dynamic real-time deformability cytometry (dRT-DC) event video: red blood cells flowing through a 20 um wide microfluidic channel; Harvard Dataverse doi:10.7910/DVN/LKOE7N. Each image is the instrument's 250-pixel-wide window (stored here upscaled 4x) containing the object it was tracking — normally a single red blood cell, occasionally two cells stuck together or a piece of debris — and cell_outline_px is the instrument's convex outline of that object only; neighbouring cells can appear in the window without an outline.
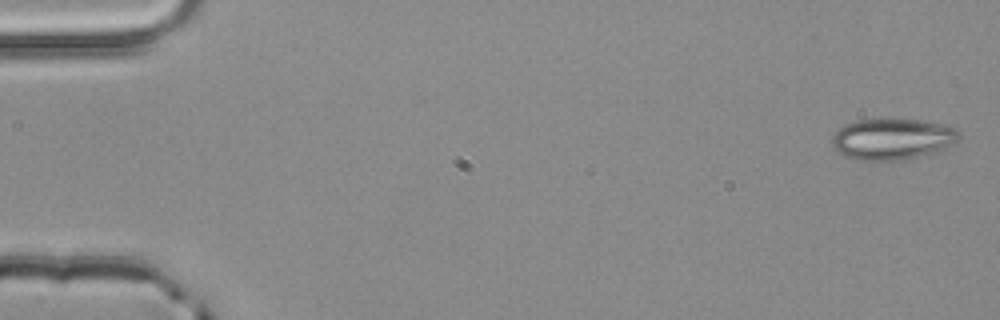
{"species": "common noctule bat (a hibernating species)", "species_latin": "Nyctalus noctula", "temperature_condition": "room temperature", "stored_images_in_passage": 4, "camera_frame_rate_fps": 3000, "um_per_image_px": 0.085, "animal": {"sex": "male", "body_mass_g": 20.4}, "frame": {"image": 1, "passage_image": 1, "time_ms": 0.0, "image_size_px": [1000, 320], "cell_outline_px": [[960, 136], [952, 144], [944, 148], [932, 152], [900, 160], [860, 160], [844, 156], [836, 152], [832, 148], [832, 140], [836, 132], [844, 124], [856, 120], [920, 120], [944, 124], [956, 128], [960, 132]], "centroid_in_image_um": [75.82, 11.82], "position_along_channel_um": 9.2, "area_um2": 30.11}}